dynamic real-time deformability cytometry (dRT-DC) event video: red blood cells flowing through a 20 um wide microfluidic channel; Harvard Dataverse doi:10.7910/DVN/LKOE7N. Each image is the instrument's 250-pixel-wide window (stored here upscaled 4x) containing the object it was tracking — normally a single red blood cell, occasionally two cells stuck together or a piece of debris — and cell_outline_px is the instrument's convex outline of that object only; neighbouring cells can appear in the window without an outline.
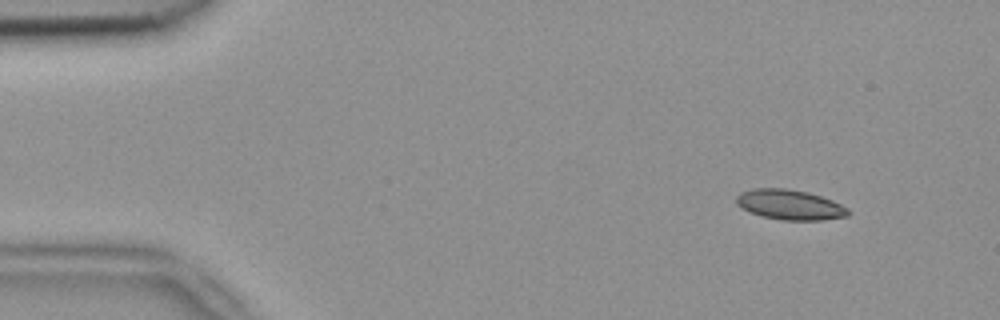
{"species": "common noctule bat (a hibernating species)", "species_latin": "Nyctalus noctula", "temperature_condition": "room temperature", "stored_images_in_passage": 6, "camera_frame_rate_fps": 3000, "um_per_image_px": 0.085, "animal": {"sex": "female", "body_mass_g": 18.4}, "frame": {"image": 1, "passage_image": 1, "time_ms": 0.0, "image_size_px": [1000, 320], "cell_outline_px": [[852, 212], [848, 216], [824, 220], [784, 220], [760, 216], [748, 212], [736, 204], [736, 196], [740, 192], [752, 188], [784, 188], [808, 192], [832, 200], [848, 208]], "centroid_in_image_um": [67.12, 17.4], "position_along_channel_um": 17.9, "area_um2": 19.83}}
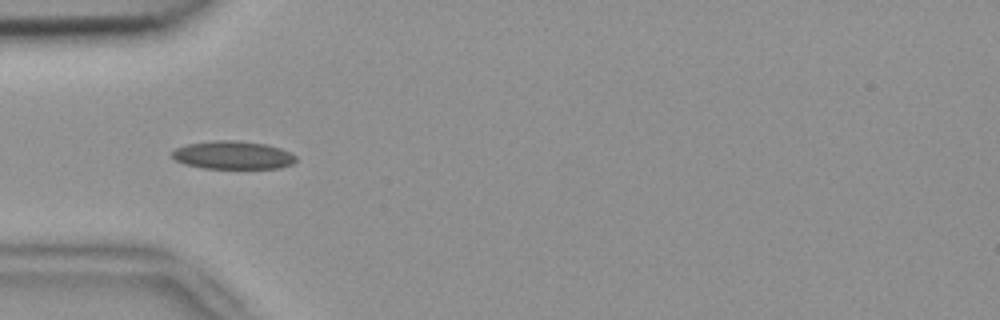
{"frame": {"image": 2, "passage_image": 4, "time_ms": 1.0, "image_size_px": [1000, 320], "cell_outline_px": [[296, 160], [292, 164], [280, 168], [204, 168], [184, 164], [176, 160], [172, 156], [172, 152], [176, 148], [188, 144], [216, 140], [236, 140], [264, 144], [280, 148], [296, 156]], "centroid_in_image_um": [19.79, 13.19], "position_along_channel_um": 65.2, "area_um2": 20.11}}